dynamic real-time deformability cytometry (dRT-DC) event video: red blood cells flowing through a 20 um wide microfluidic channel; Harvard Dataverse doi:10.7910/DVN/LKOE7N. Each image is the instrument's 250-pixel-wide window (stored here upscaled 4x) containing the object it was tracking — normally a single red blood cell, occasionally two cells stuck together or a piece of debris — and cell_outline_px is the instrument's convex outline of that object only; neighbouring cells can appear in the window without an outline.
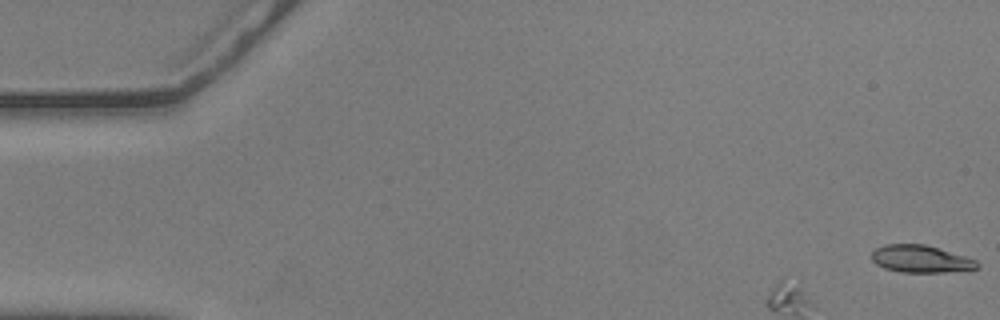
{"species": "common noctule bat (a hibernating species)", "species_latin": "Nyctalus noctula", "temperature_condition": "warm", "stored_images_in_passage": 13, "camera_frame_rate_fps": 3000, "um_per_image_px": 0.085, "animal": {"sex": "male", "body_mass_g": 20.5, "forearm_length_mm": 52.5}, "frame": {"image": 1, "passage_image": 1, "time_ms": 0.0, "image_size_px": [1000, 320], "cell_outline_px": [[980, 268], [944, 272], [900, 272], [884, 268], [876, 264], [872, 260], [872, 252], [876, 248], [884, 244], [924, 244], [964, 256], [976, 260], [980, 264]], "centroid_in_image_um": [78.25, 22.01], "position_along_channel_um": 6.8, "area_um2": 16.7}}
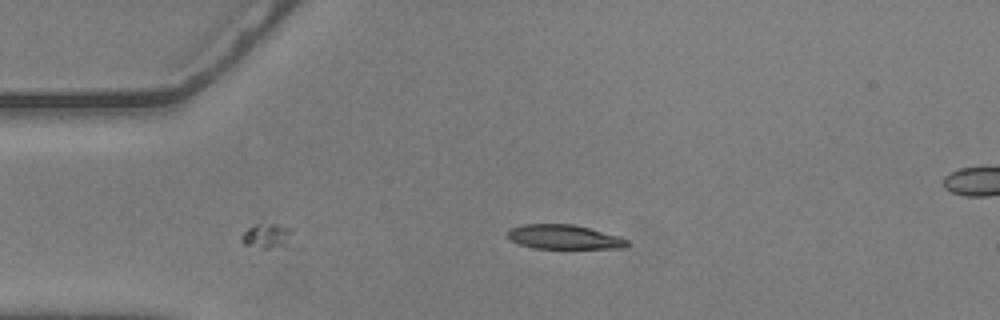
{"frame": {"image": 2, "passage_image": 13, "time_ms": 4.0, "image_size_px": [1000, 320], "cell_outline_px": [[628, 244], [624, 248], [532, 248], [520, 244], [512, 240], [508, 236], [508, 232], [512, 228], [520, 224], [572, 224], [620, 236], [628, 240]], "centroid_in_image_um": [47.95, 20.14], "position_along_channel_um": 37.0, "area_um2": 16.76}}